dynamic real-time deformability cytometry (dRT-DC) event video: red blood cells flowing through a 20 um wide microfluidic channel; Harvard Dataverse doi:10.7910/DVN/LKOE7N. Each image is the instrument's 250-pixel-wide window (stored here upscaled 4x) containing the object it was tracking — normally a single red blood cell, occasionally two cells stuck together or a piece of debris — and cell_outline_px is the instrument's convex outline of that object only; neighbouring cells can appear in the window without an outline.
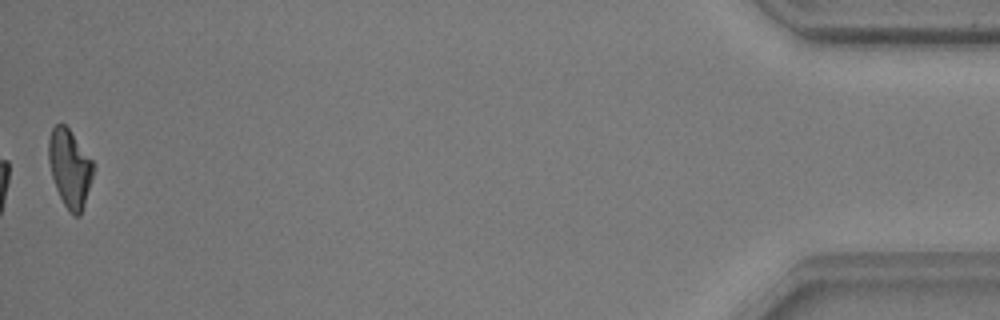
{"species": "common noctule bat (a hibernating species)", "species_latin": "Nyctalus noctula", "temperature_condition": "warm", "stored_images_in_passage": 53, "camera_frame_rate_fps": 3000, "um_per_image_px": 0.085, "animal": {"sex": "male", "body_mass_g": 17.9, "forearm_length_mm": 54.2}, "frame": {"image": 1, "passage_image": 53, "time_ms": 17.333, "image_size_px": [1000, 320], "cell_outline_px": [[92, 176], [84, 204], [80, 216], [72, 216], [64, 204], [56, 188], [52, 176], [48, 160], [48, 140], [52, 128], [56, 124], [64, 124], [68, 128], [92, 160]], "centroid_in_image_um": [5.9, 14.3], "position_along_channel_um": 429.3, "area_um2": 19.83}, "authors_computed_cell_mechanics": {"area_um2": 21.2704, "velocity_mm_per_s": 3.7588, "shape_relaxation_time_tau1_ms": 3.4269, "shape_relaxation_time_tau2_ms": 2.5486, "deformation_change_tau1": 0.1737, "deformation_change_tau2": 0.0964}}